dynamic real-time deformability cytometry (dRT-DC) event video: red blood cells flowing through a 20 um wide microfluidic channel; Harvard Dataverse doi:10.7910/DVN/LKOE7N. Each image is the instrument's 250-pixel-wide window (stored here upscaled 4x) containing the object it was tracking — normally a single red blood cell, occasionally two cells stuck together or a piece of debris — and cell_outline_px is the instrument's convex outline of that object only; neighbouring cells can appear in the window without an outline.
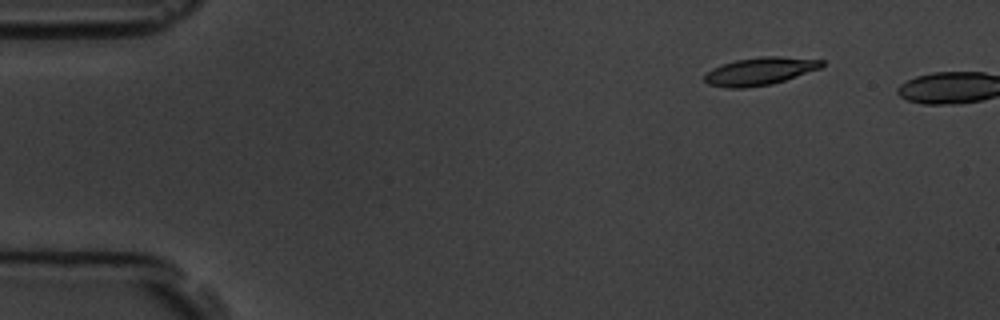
{"species": "common noctule bat (a hibernating species)", "species_latin": "Nyctalus noctula", "temperature_condition": "room temperature", "stored_images_in_passage": 2, "camera_frame_rate_fps": 3000, "um_per_image_px": 0.085, "animal": {"sex": "male", "body_mass_g": 19.5, "forearm_length_mm": 54.6}, "frame": {"image": 1, "passage_image": 1, "time_ms": 0.0, "image_size_px": [1000, 320], "cell_outline_px": [[824, 64], [820, 68], [772, 84], [744, 88], [728, 88], [708, 84], [704, 80], [704, 76], [712, 68], [736, 60], [760, 56], [780, 56], [824, 60]], "centroid_in_image_um": [64.58, 6.05], "position_along_channel_um": 20.4, "area_um2": 18.79}}